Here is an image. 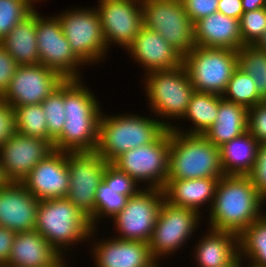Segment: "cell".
<instances>
[{
    "instance_id": "9",
    "label": "cell",
    "mask_w": 266,
    "mask_h": 267,
    "mask_svg": "<svg viewBox=\"0 0 266 267\" xmlns=\"http://www.w3.org/2000/svg\"><path fill=\"white\" fill-rule=\"evenodd\" d=\"M143 26L157 32L183 57L195 45L194 23L181 0H142Z\"/></svg>"
},
{
    "instance_id": "49",
    "label": "cell",
    "mask_w": 266,
    "mask_h": 267,
    "mask_svg": "<svg viewBox=\"0 0 266 267\" xmlns=\"http://www.w3.org/2000/svg\"><path fill=\"white\" fill-rule=\"evenodd\" d=\"M243 258L238 255L233 261L223 267H244L242 263ZM242 264V265H241Z\"/></svg>"
},
{
    "instance_id": "29",
    "label": "cell",
    "mask_w": 266,
    "mask_h": 267,
    "mask_svg": "<svg viewBox=\"0 0 266 267\" xmlns=\"http://www.w3.org/2000/svg\"><path fill=\"white\" fill-rule=\"evenodd\" d=\"M220 103V95L213 93L195 91L188 104L187 111L182 119H187L193 123L188 129H180L177 125L171 128L179 133L186 134H204L216 121L218 108ZM177 127V128H176ZM185 131V132H184Z\"/></svg>"
},
{
    "instance_id": "13",
    "label": "cell",
    "mask_w": 266,
    "mask_h": 267,
    "mask_svg": "<svg viewBox=\"0 0 266 267\" xmlns=\"http://www.w3.org/2000/svg\"><path fill=\"white\" fill-rule=\"evenodd\" d=\"M200 215L196 210L174 206L164 200L148 243L152 258L155 261L162 256L166 259L184 246L197 230Z\"/></svg>"
},
{
    "instance_id": "50",
    "label": "cell",
    "mask_w": 266,
    "mask_h": 267,
    "mask_svg": "<svg viewBox=\"0 0 266 267\" xmlns=\"http://www.w3.org/2000/svg\"><path fill=\"white\" fill-rule=\"evenodd\" d=\"M63 258H64V255L55 264L49 267H68L66 264L67 262H65L66 259L65 258L63 259Z\"/></svg>"
},
{
    "instance_id": "12",
    "label": "cell",
    "mask_w": 266,
    "mask_h": 267,
    "mask_svg": "<svg viewBox=\"0 0 266 267\" xmlns=\"http://www.w3.org/2000/svg\"><path fill=\"white\" fill-rule=\"evenodd\" d=\"M36 36L39 62L63 79H81L85 64L72 51L56 16L42 17L36 9ZM80 72V73H79Z\"/></svg>"
},
{
    "instance_id": "3",
    "label": "cell",
    "mask_w": 266,
    "mask_h": 267,
    "mask_svg": "<svg viewBox=\"0 0 266 267\" xmlns=\"http://www.w3.org/2000/svg\"><path fill=\"white\" fill-rule=\"evenodd\" d=\"M167 128L157 118L139 114L105 115L99 122L95 152L112 163L130 149L154 142Z\"/></svg>"
},
{
    "instance_id": "40",
    "label": "cell",
    "mask_w": 266,
    "mask_h": 267,
    "mask_svg": "<svg viewBox=\"0 0 266 267\" xmlns=\"http://www.w3.org/2000/svg\"><path fill=\"white\" fill-rule=\"evenodd\" d=\"M248 176L256 190L266 200V143L258 145L256 161Z\"/></svg>"
},
{
    "instance_id": "2",
    "label": "cell",
    "mask_w": 266,
    "mask_h": 267,
    "mask_svg": "<svg viewBox=\"0 0 266 267\" xmlns=\"http://www.w3.org/2000/svg\"><path fill=\"white\" fill-rule=\"evenodd\" d=\"M82 80H64L66 121L61 135L53 143L54 150L80 152L95 151L97 148L101 105Z\"/></svg>"
},
{
    "instance_id": "28",
    "label": "cell",
    "mask_w": 266,
    "mask_h": 267,
    "mask_svg": "<svg viewBox=\"0 0 266 267\" xmlns=\"http://www.w3.org/2000/svg\"><path fill=\"white\" fill-rule=\"evenodd\" d=\"M259 142L246 131L219 147L220 162L225 175H248L257 157Z\"/></svg>"
},
{
    "instance_id": "43",
    "label": "cell",
    "mask_w": 266,
    "mask_h": 267,
    "mask_svg": "<svg viewBox=\"0 0 266 267\" xmlns=\"http://www.w3.org/2000/svg\"><path fill=\"white\" fill-rule=\"evenodd\" d=\"M15 132V110L0 97V146Z\"/></svg>"
},
{
    "instance_id": "32",
    "label": "cell",
    "mask_w": 266,
    "mask_h": 267,
    "mask_svg": "<svg viewBox=\"0 0 266 267\" xmlns=\"http://www.w3.org/2000/svg\"><path fill=\"white\" fill-rule=\"evenodd\" d=\"M222 97L227 101L245 106L247 109L264 100L256 88L254 79L239 67L233 72Z\"/></svg>"
},
{
    "instance_id": "8",
    "label": "cell",
    "mask_w": 266,
    "mask_h": 267,
    "mask_svg": "<svg viewBox=\"0 0 266 267\" xmlns=\"http://www.w3.org/2000/svg\"><path fill=\"white\" fill-rule=\"evenodd\" d=\"M171 129L154 142L126 151L111 164L144 188L163 189L168 179ZM141 182V183H140Z\"/></svg>"
},
{
    "instance_id": "34",
    "label": "cell",
    "mask_w": 266,
    "mask_h": 267,
    "mask_svg": "<svg viewBox=\"0 0 266 267\" xmlns=\"http://www.w3.org/2000/svg\"><path fill=\"white\" fill-rule=\"evenodd\" d=\"M128 196L119 194V190L104 181L98 186L95 194V228L99 218H114L126 206Z\"/></svg>"
},
{
    "instance_id": "10",
    "label": "cell",
    "mask_w": 266,
    "mask_h": 267,
    "mask_svg": "<svg viewBox=\"0 0 266 267\" xmlns=\"http://www.w3.org/2000/svg\"><path fill=\"white\" fill-rule=\"evenodd\" d=\"M60 13L56 17L75 55L85 65L98 64L100 60H105L108 49L96 8L74 7Z\"/></svg>"
},
{
    "instance_id": "31",
    "label": "cell",
    "mask_w": 266,
    "mask_h": 267,
    "mask_svg": "<svg viewBox=\"0 0 266 267\" xmlns=\"http://www.w3.org/2000/svg\"><path fill=\"white\" fill-rule=\"evenodd\" d=\"M16 132L49 141L54 140L48 135L47 119L42 104L15 106Z\"/></svg>"
},
{
    "instance_id": "16",
    "label": "cell",
    "mask_w": 266,
    "mask_h": 267,
    "mask_svg": "<svg viewBox=\"0 0 266 267\" xmlns=\"http://www.w3.org/2000/svg\"><path fill=\"white\" fill-rule=\"evenodd\" d=\"M64 80L44 65H19L1 98L13 108L41 104Z\"/></svg>"
},
{
    "instance_id": "36",
    "label": "cell",
    "mask_w": 266,
    "mask_h": 267,
    "mask_svg": "<svg viewBox=\"0 0 266 267\" xmlns=\"http://www.w3.org/2000/svg\"><path fill=\"white\" fill-rule=\"evenodd\" d=\"M36 0H0V41L36 7Z\"/></svg>"
},
{
    "instance_id": "20",
    "label": "cell",
    "mask_w": 266,
    "mask_h": 267,
    "mask_svg": "<svg viewBox=\"0 0 266 267\" xmlns=\"http://www.w3.org/2000/svg\"><path fill=\"white\" fill-rule=\"evenodd\" d=\"M39 202L22 183L0 188V226L16 233L35 230Z\"/></svg>"
},
{
    "instance_id": "21",
    "label": "cell",
    "mask_w": 266,
    "mask_h": 267,
    "mask_svg": "<svg viewBox=\"0 0 266 267\" xmlns=\"http://www.w3.org/2000/svg\"><path fill=\"white\" fill-rule=\"evenodd\" d=\"M106 240L98 239L91 246V256L97 267H150L156 262L146 242L116 237Z\"/></svg>"
},
{
    "instance_id": "5",
    "label": "cell",
    "mask_w": 266,
    "mask_h": 267,
    "mask_svg": "<svg viewBox=\"0 0 266 267\" xmlns=\"http://www.w3.org/2000/svg\"><path fill=\"white\" fill-rule=\"evenodd\" d=\"M223 175L217 146L202 134L179 133L171 129L167 180L221 178Z\"/></svg>"
},
{
    "instance_id": "48",
    "label": "cell",
    "mask_w": 266,
    "mask_h": 267,
    "mask_svg": "<svg viewBox=\"0 0 266 267\" xmlns=\"http://www.w3.org/2000/svg\"><path fill=\"white\" fill-rule=\"evenodd\" d=\"M254 46L266 53V30L265 33L258 39Z\"/></svg>"
},
{
    "instance_id": "15",
    "label": "cell",
    "mask_w": 266,
    "mask_h": 267,
    "mask_svg": "<svg viewBox=\"0 0 266 267\" xmlns=\"http://www.w3.org/2000/svg\"><path fill=\"white\" fill-rule=\"evenodd\" d=\"M142 0H98L100 17L107 49L120 45L124 50L132 43L143 26Z\"/></svg>"
},
{
    "instance_id": "35",
    "label": "cell",
    "mask_w": 266,
    "mask_h": 267,
    "mask_svg": "<svg viewBox=\"0 0 266 267\" xmlns=\"http://www.w3.org/2000/svg\"><path fill=\"white\" fill-rule=\"evenodd\" d=\"M47 119L48 135L55 141L65 123L64 81L41 103Z\"/></svg>"
},
{
    "instance_id": "41",
    "label": "cell",
    "mask_w": 266,
    "mask_h": 267,
    "mask_svg": "<svg viewBox=\"0 0 266 267\" xmlns=\"http://www.w3.org/2000/svg\"><path fill=\"white\" fill-rule=\"evenodd\" d=\"M190 20L195 24L202 18L218 12L219 0H181Z\"/></svg>"
},
{
    "instance_id": "44",
    "label": "cell",
    "mask_w": 266,
    "mask_h": 267,
    "mask_svg": "<svg viewBox=\"0 0 266 267\" xmlns=\"http://www.w3.org/2000/svg\"><path fill=\"white\" fill-rule=\"evenodd\" d=\"M15 235L16 232L0 226V267H4L9 260Z\"/></svg>"
},
{
    "instance_id": "37",
    "label": "cell",
    "mask_w": 266,
    "mask_h": 267,
    "mask_svg": "<svg viewBox=\"0 0 266 267\" xmlns=\"http://www.w3.org/2000/svg\"><path fill=\"white\" fill-rule=\"evenodd\" d=\"M244 45H254L266 30V7L244 12L239 20Z\"/></svg>"
},
{
    "instance_id": "47",
    "label": "cell",
    "mask_w": 266,
    "mask_h": 267,
    "mask_svg": "<svg viewBox=\"0 0 266 267\" xmlns=\"http://www.w3.org/2000/svg\"><path fill=\"white\" fill-rule=\"evenodd\" d=\"M10 183L11 181L7 178V175L5 173L3 166L1 165V160H0V188L8 186Z\"/></svg>"
},
{
    "instance_id": "11",
    "label": "cell",
    "mask_w": 266,
    "mask_h": 267,
    "mask_svg": "<svg viewBox=\"0 0 266 267\" xmlns=\"http://www.w3.org/2000/svg\"><path fill=\"white\" fill-rule=\"evenodd\" d=\"M106 162L95 151L67 152V168L70 174L66 198L72 202L95 228V194L103 181Z\"/></svg>"
},
{
    "instance_id": "45",
    "label": "cell",
    "mask_w": 266,
    "mask_h": 267,
    "mask_svg": "<svg viewBox=\"0 0 266 267\" xmlns=\"http://www.w3.org/2000/svg\"><path fill=\"white\" fill-rule=\"evenodd\" d=\"M218 12L240 20L244 13L242 0H219Z\"/></svg>"
},
{
    "instance_id": "4",
    "label": "cell",
    "mask_w": 266,
    "mask_h": 267,
    "mask_svg": "<svg viewBox=\"0 0 266 267\" xmlns=\"http://www.w3.org/2000/svg\"><path fill=\"white\" fill-rule=\"evenodd\" d=\"M35 230L63 256L69 251L66 249L70 248L71 252L74 244L90 241L97 229L91 227L89 219L67 198H57L40 200Z\"/></svg>"
},
{
    "instance_id": "26",
    "label": "cell",
    "mask_w": 266,
    "mask_h": 267,
    "mask_svg": "<svg viewBox=\"0 0 266 267\" xmlns=\"http://www.w3.org/2000/svg\"><path fill=\"white\" fill-rule=\"evenodd\" d=\"M247 119L245 106L227 101L220 95L216 121L203 135L219 148L248 131Z\"/></svg>"
},
{
    "instance_id": "18",
    "label": "cell",
    "mask_w": 266,
    "mask_h": 267,
    "mask_svg": "<svg viewBox=\"0 0 266 267\" xmlns=\"http://www.w3.org/2000/svg\"><path fill=\"white\" fill-rule=\"evenodd\" d=\"M21 183L38 200L66 198L70 184L67 152L54 150Z\"/></svg>"
},
{
    "instance_id": "25",
    "label": "cell",
    "mask_w": 266,
    "mask_h": 267,
    "mask_svg": "<svg viewBox=\"0 0 266 267\" xmlns=\"http://www.w3.org/2000/svg\"><path fill=\"white\" fill-rule=\"evenodd\" d=\"M195 245L198 267H223L239 255V235L210 229Z\"/></svg>"
},
{
    "instance_id": "42",
    "label": "cell",
    "mask_w": 266,
    "mask_h": 267,
    "mask_svg": "<svg viewBox=\"0 0 266 267\" xmlns=\"http://www.w3.org/2000/svg\"><path fill=\"white\" fill-rule=\"evenodd\" d=\"M19 64L0 44V97L7 91Z\"/></svg>"
},
{
    "instance_id": "23",
    "label": "cell",
    "mask_w": 266,
    "mask_h": 267,
    "mask_svg": "<svg viewBox=\"0 0 266 267\" xmlns=\"http://www.w3.org/2000/svg\"><path fill=\"white\" fill-rule=\"evenodd\" d=\"M195 45L239 50L244 46L239 20L216 12L194 24Z\"/></svg>"
},
{
    "instance_id": "17",
    "label": "cell",
    "mask_w": 266,
    "mask_h": 267,
    "mask_svg": "<svg viewBox=\"0 0 266 267\" xmlns=\"http://www.w3.org/2000/svg\"><path fill=\"white\" fill-rule=\"evenodd\" d=\"M53 151L49 141L15 132L0 146L1 165L11 182L21 183Z\"/></svg>"
},
{
    "instance_id": "22",
    "label": "cell",
    "mask_w": 266,
    "mask_h": 267,
    "mask_svg": "<svg viewBox=\"0 0 266 267\" xmlns=\"http://www.w3.org/2000/svg\"><path fill=\"white\" fill-rule=\"evenodd\" d=\"M62 255L36 230L17 232L4 267H49Z\"/></svg>"
},
{
    "instance_id": "46",
    "label": "cell",
    "mask_w": 266,
    "mask_h": 267,
    "mask_svg": "<svg viewBox=\"0 0 266 267\" xmlns=\"http://www.w3.org/2000/svg\"><path fill=\"white\" fill-rule=\"evenodd\" d=\"M244 12H249L266 7V0H242Z\"/></svg>"
},
{
    "instance_id": "52",
    "label": "cell",
    "mask_w": 266,
    "mask_h": 267,
    "mask_svg": "<svg viewBox=\"0 0 266 267\" xmlns=\"http://www.w3.org/2000/svg\"><path fill=\"white\" fill-rule=\"evenodd\" d=\"M244 267H245V266H244ZM246 267H257V266H255V265H253V264L249 263V265H248V266H246Z\"/></svg>"
},
{
    "instance_id": "33",
    "label": "cell",
    "mask_w": 266,
    "mask_h": 267,
    "mask_svg": "<svg viewBox=\"0 0 266 267\" xmlns=\"http://www.w3.org/2000/svg\"><path fill=\"white\" fill-rule=\"evenodd\" d=\"M238 67L254 79L258 92L266 95V53L254 45H244L237 50Z\"/></svg>"
},
{
    "instance_id": "7",
    "label": "cell",
    "mask_w": 266,
    "mask_h": 267,
    "mask_svg": "<svg viewBox=\"0 0 266 267\" xmlns=\"http://www.w3.org/2000/svg\"><path fill=\"white\" fill-rule=\"evenodd\" d=\"M183 65L195 91L222 96L238 68L237 51L195 46L183 57Z\"/></svg>"
},
{
    "instance_id": "19",
    "label": "cell",
    "mask_w": 266,
    "mask_h": 267,
    "mask_svg": "<svg viewBox=\"0 0 266 267\" xmlns=\"http://www.w3.org/2000/svg\"><path fill=\"white\" fill-rule=\"evenodd\" d=\"M145 73L172 70L183 65V56L157 32L142 26L132 43L126 48Z\"/></svg>"
},
{
    "instance_id": "6",
    "label": "cell",
    "mask_w": 266,
    "mask_h": 267,
    "mask_svg": "<svg viewBox=\"0 0 266 267\" xmlns=\"http://www.w3.org/2000/svg\"><path fill=\"white\" fill-rule=\"evenodd\" d=\"M145 76L143 83L149 110L157 119H162L161 123L167 129L173 128V123L168 120L183 118L195 92L186 68L182 65L172 70H155Z\"/></svg>"
},
{
    "instance_id": "30",
    "label": "cell",
    "mask_w": 266,
    "mask_h": 267,
    "mask_svg": "<svg viewBox=\"0 0 266 267\" xmlns=\"http://www.w3.org/2000/svg\"><path fill=\"white\" fill-rule=\"evenodd\" d=\"M239 255L257 267H266V213L239 235Z\"/></svg>"
},
{
    "instance_id": "1",
    "label": "cell",
    "mask_w": 266,
    "mask_h": 267,
    "mask_svg": "<svg viewBox=\"0 0 266 267\" xmlns=\"http://www.w3.org/2000/svg\"><path fill=\"white\" fill-rule=\"evenodd\" d=\"M264 202L248 175H223L209 208L208 228L240 235L263 215Z\"/></svg>"
},
{
    "instance_id": "51",
    "label": "cell",
    "mask_w": 266,
    "mask_h": 267,
    "mask_svg": "<svg viewBox=\"0 0 266 267\" xmlns=\"http://www.w3.org/2000/svg\"><path fill=\"white\" fill-rule=\"evenodd\" d=\"M158 264H159V262L158 261H156L154 264H152L150 267H160V266H158Z\"/></svg>"
},
{
    "instance_id": "27",
    "label": "cell",
    "mask_w": 266,
    "mask_h": 267,
    "mask_svg": "<svg viewBox=\"0 0 266 267\" xmlns=\"http://www.w3.org/2000/svg\"><path fill=\"white\" fill-rule=\"evenodd\" d=\"M36 36V9L15 25L0 41L19 65H37L39 62Z\"/></svg>"
},
{
    "instance_id": "38",
    "label": "cell",
    "mask_w": 266,
    "mask_h": 267,
    "mask_svg": "<svg viewBox=\"0 0 266 267\" xmlns=\"http://www.w3.org/2000/svg\"><path fill=\"white\" fill-rule=\"evenodd\" d=\"M103 181L119 190V194L128 197L135 195L140 190L138 183L132 177L121 172L111 163L106 166Z\"/></svg>"
},
{
    "instance_id": "39",
    "label": "cell",
    "mask_w": 266,
    "mask_h": 267,
    "mask_svg": "<svg viewBox=\"0 0 266 267\" xmlns=\"http://www.w3.org/2000/svg\"><path fill=\"white\" fill-rule=\"evenodd\" d=\"M248 131L259 142L266 143V100L248 109Z\"/></svg>"
},
{
    "instance_id": "14",
    "label": "cell",
    "mask_w": 266,
    "mask_h": 267,
    "mask_svg": "<svg viewBox=\"0 0 266 267\" xmlns=\"http://www.w3.org/2000/svg\"><path fill=\"white\" fill-rule=\"evenodd\" d=\"M164 200L163 189L140 188L128 198L125 208L111 219L118 231L116 238L149 243Z\"/></svg>"
},
{
    "instance_id": "24",
    "label": "cell",
    "mask_w": 266,
    "mask_h": 267,
    "mask_svg": "<svg viewBox=\"0 0 266 267\" xmlns=\"http://www.w3.org/2000/svg\"><path fill=\"white\" fill-rule=\"evenodd\" d=\"M220 178L174 179L167 180L163 187L165 200L171 205L189 208L202 213V205L209 203L211 208L217 183ZM200 208V209H199Z\"/></svg>"
}]
</instances>
